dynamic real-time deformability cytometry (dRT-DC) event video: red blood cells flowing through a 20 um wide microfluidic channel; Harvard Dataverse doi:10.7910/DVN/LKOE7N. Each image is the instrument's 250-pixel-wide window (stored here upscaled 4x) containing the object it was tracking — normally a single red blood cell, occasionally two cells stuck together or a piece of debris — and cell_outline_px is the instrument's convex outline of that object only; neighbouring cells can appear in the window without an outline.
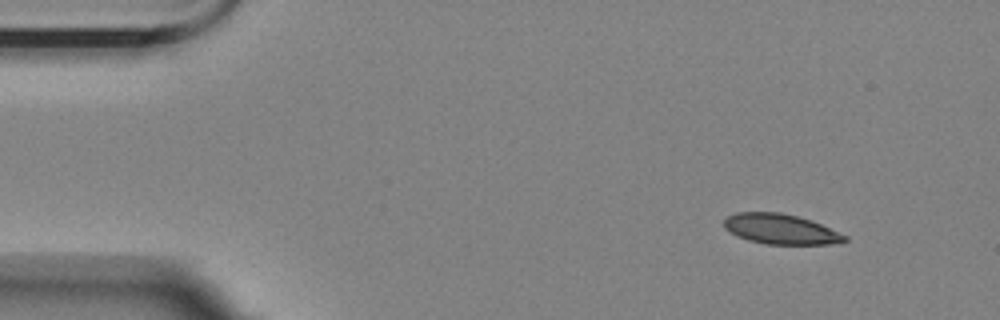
{"species": "Egyptian fruit bat (a non-hibernating species)", "species_latin": "Rousettus aegyptiacus", "temperature_condition": "room temperature", "stored_images_in_passage": 52, "camera_frame_rate_fps": 3000, "um_per_image_px": 0.085, "animal": {"sex": "female"}, "frame": {"image": 1, "passage_image": 1, "time_ms": 0.0, "image_size_px": [1000, 320], "cell_outline_px": [[848, 240], [840, 244], [764, 244], [748, 240], [736, 236], [724, 228], [724, 220], [728, 216], [736, 212], [780, 212], [812, 220], [848, 236]], "centroid_in_image_um": [66.37, 19.48], "position_along_channel_um": 18.6, "area_um2": 21.39}}
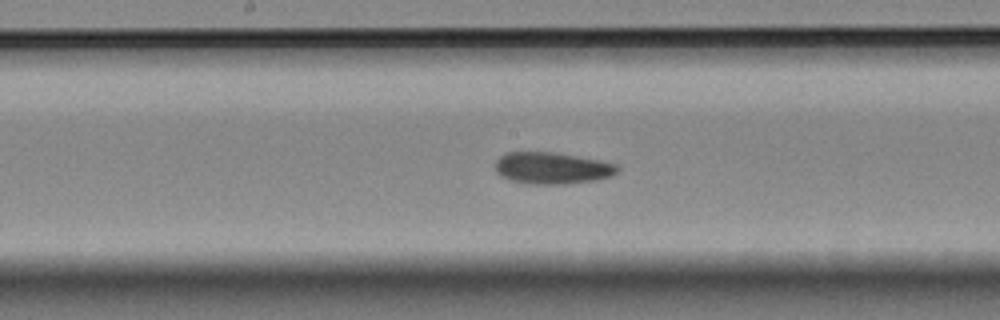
{"frame": {"image": 2, "passage_image": 24, "time_ms": 7.667, "image_size_px": [1000, 320], "cell_outline_px": [[620, 168], [612, 176], [596, 180], [564, 184], [532, 184], [508, 180], [500, 176], [496, 172], [496, 160], [500, 156], [508, 152], [556, 152], [580, 156], [600, 160], [616, 164]], "centroid_in_image_um": [46.93, 14.28], "position_along_channel_um": 201.3, "area_um2": 22.77}}
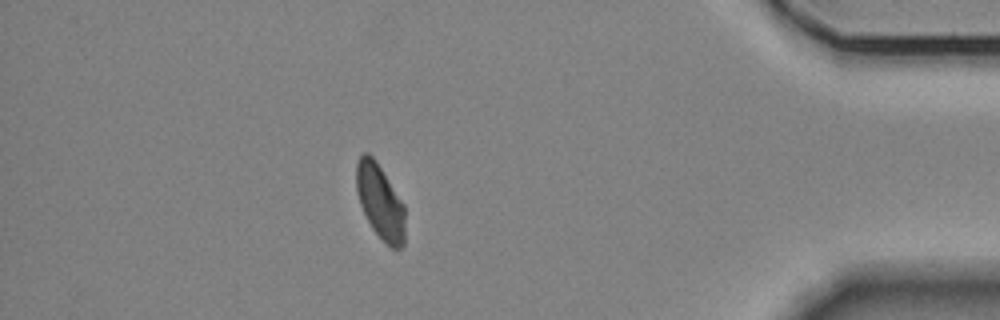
{"frame": {"image": 3, "passage_image": 45, "time_ms": 14.667, "image_size_px": [1000, 320], "cell_outline_px": [[404, 244], [400, 248], [392, 248], [372, 228], [360, 204], [356, 192], [356, 164], [360, 156], [364, 152], [368, 152], [376, 160], [404, 204]], "centroid_in_image_um": [32.3, 17.1], "position_along_channel_um": 402.9, "area_um2": 20.98}, "authors_computed_cell_mechanics": {"area_um2": 22.2241, "velocity_mm_per_s": 3.4925, "shape_relaxation_time_tau1_ms": null, "shape_relaxation_time_tau2_ms": 5.6269, "deformation_change_tau1": null, "deformation_change_tau2": 0.1107}}